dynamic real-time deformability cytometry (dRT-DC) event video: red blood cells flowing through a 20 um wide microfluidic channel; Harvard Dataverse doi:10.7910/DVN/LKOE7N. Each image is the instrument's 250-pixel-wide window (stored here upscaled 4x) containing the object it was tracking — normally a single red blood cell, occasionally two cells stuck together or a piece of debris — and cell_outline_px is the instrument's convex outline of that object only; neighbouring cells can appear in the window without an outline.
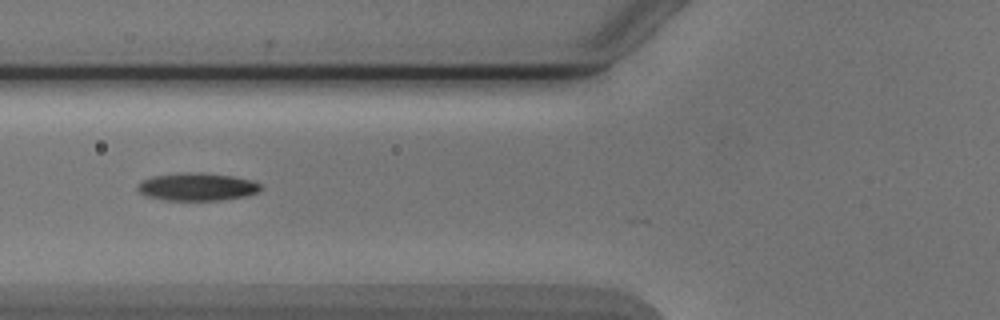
{"species": "Egyptian fruit bat (a non-hibernating species)", "species_latin": "Rousettus aegyptiacus", "temperature_condition": "cold", "stored_images_in_passage": 6, "camera_frame_rate_fps": 3000, "um_per_image_px": 0.085, "animal": {"sex": "male"}, "frame": {"image": 1, "passage_image": 4, "time_ms": 4.667, "image_size_px": [1000, 320], "cell_outline_px": [[264, 188], [260, 192], [248, 196], [220, 200], [164, 200], [144, 196], [136, 188], [144, 180], [152, 176], [184, 172], [200, 172], [232, 176], [252, 180], [260, 184]], "centroid_in_image_um": [16.8, 15.88], "position_along_channel_um": 109.0, "area_um2": 20.11}}
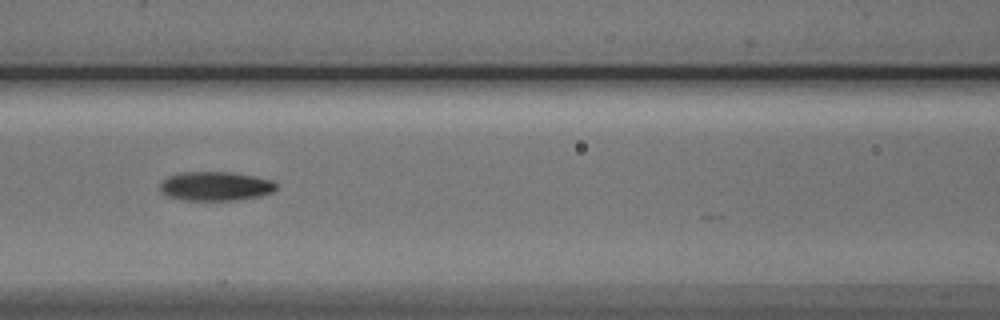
{"frame": {"image": 2, "passage_image": 5, "time_ms": 5.667, "image_size_px": [1000, 320], "cell_outline_px": [[276, 188], [272, 192], [260, 196], [236, 200], [184, 200], [168, 196], [160, 192], [160, 184], [168, 176], [180, 172], [232, 172], [256, 176], [272, 180], [276, 184]], "centroid_in_image_um": [18.31, 15.82], "position_along_channel_um": 148.3, "area_um2": 19.77}}
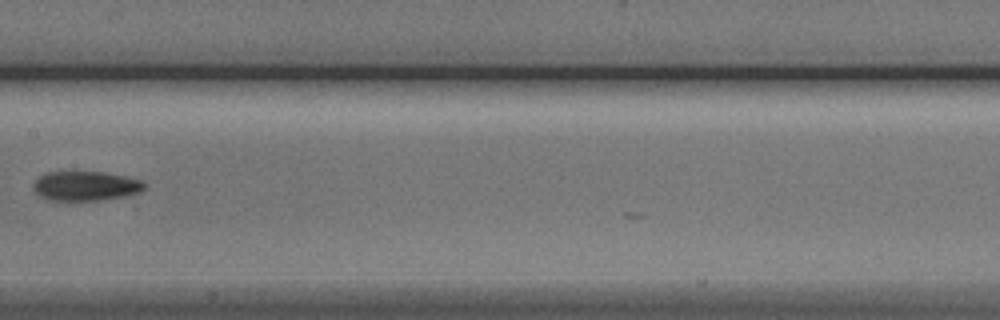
{"frame": {"image": 3, "passage_image": 6, "time_ms": 7.0, "image_size_px": [1000, 320], "cell_outline_px": [[144, 188], [140, 192], [124, 196], [100, 200], [48, 200], [40, 196], [32, 188], [32, 184], [44, 172], [100, 172], [124, 176], [140, 180], [144, 184]], "centroid_in_image_um": [7.23, 15.81], "position_along_channel_um": 200.2, "area_um2": 18.9}}